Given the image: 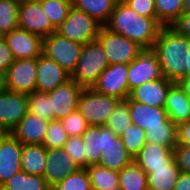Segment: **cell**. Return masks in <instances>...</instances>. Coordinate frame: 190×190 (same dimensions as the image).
Wrapping results in <instances>:
<instances>
[{"label":"cell","mask_w":190,"mask_h":190,"mask_svg":"<svg viewBox=\"0 0 190 190\" xmlns=\"http://www.w3.org/2000/svg\"><path fill=\"white\" fill-rule=\"evenodd\" d=\"M28 113L47 121L54 120L52 100L48 93L35 91L28 94Z\"/></svg>","instance_id":"obj_33"},{"label":"cell","mask_w":190,"mask_h":190,"mask_svg":"<svg viewBox=\"0 0 190 190\" xmlns=\"http://www.w3.org/2000/svg\"><path fill=\"white\" fill-rule=\"evenodd\" d=\"M14 59L38 58L42 54L43 38L20 28L2 36Z\"/></svg>","instance_id":"obj_13"},{"label":"cell","mask_w":190,"mask_h":190,"mask_svg":"<svg viewBox=\"0 0 190 190\" xmlns=\"http://www.w3.org/2000/svg\"><path fill=\"white\" fill-rule=\"evenodd\" d=\"M104 26L136 42L144 49H153L158 33L163 27L157 18L139 15L123 0H118Z\"/></svg>","instance_id":"obj_1"},{"label":"cell","mask_w":190,"mask_h":190,"mask_svg":"<svg viewBox=\"0 0 190 190\" xmlns=\"http://www.w3.org/2000/svg\"><path fill=\"white\" fill-rule=\"evenodd\" d=\"M8 85H7V75L6 72L0 71V93L7 91Z\"/></svg>","instance_id":"obj_49"},{"label":"cell","mask_w":190,"mask_h":190,"mask_svg":"<svg viewBox=\"0 0 190 190\" xmlns=\"http://www.w3.org/2000/svg\"><path fill=\"white\" fill-rule=\"evenodd\" d=\"M183 13H190V0H184Z\"/></svg>","instance_id":"obj_51"},{"label":"cell","mask_w":190,"mask_h":190,"mask_svg":"<svg viewBox=\"0 0 190 190\" xmlns=\"http://www.w3.org/2000/svg\"><path fill=\"white\" fill-rule=\"evenodd\" d=\"M19 6L15 0H0V36L18 28Z\"/></svg>","instance_id":"obj_34"},{"label":"cell","mask_w":190,"mask_h":190,"mask_svg":"<svg viewBox=\"0 0 190 190\" xmlns=\"http://www.w3.org/2000/svg\"><path fill=\"white\" fill-rule=\"evenodd\" d=\"M134 160L146 173H149L152 168L170 165L175 160L174 148L146 142Z\"/></svg>","instance_id":"obj_21"},{"label":"cell","mask_w":190,"mask_h":190,"mask_svg":"<svg viewBox=\"0 0 190 190\" xmlns=\"http://www.w3.org/2000/svg\"><path fill=\"white\" fill-rule=\"evenodd\" d=\"M176 163L181 172L190 173V146L177 145L174 148Z\"/></svg>","instance_id":"obj_43"},{"label":"cell","mask_w":190,"mask_h":190,"mask_svg":"<svg viewBox=\"0 0 190 190\" xmlns=\"http://www.w3.org/2000/svg\"><path fill=\"white\" fill-rule=\"evenodd\" d=\"M60 122L62 123L63 128L66 131L68 137L82 136V134L86 131L87 127L89 126L86 119L78 110H75L67 117L62 118Z\"/></svg>","instance_id":"obj_40"},{"label":"cell","mask_w":190,"mask_h":190,"mask_svg":"<svg viewBox=\"0 0 190 190\" xmlns=\"http://www.w3.org/2000/svg\"><path fill=\"white\" fill-rule=\"evenodd\" d=\"M82 90V86L70 79L48 93L52 100V111H54L55 120H61L77 110Z\"/></svg>","instance_id":"obj_16"},{"label":"cell","mask_w":190,"mask_h":190,"mask_svg":"<svg viewBox=\"0 0 190 190\" xmlns=\"http://www.w3.org/2000/svg\"><path fill=\"white\" fill-rule=\"evenodd\" d=\"M68 135L60 120H51L47 126L43 145L47 149L63 148Z\"/></svg>","instance_id":"obj_39"},{"label":"cell","mask_w":190,"mask_h":190,"mask_svg":"<svg viewBox=\"0 0 190 190\" xmlns=\"http://www.w3.org/2000/svg\"><path fill=\"white\" fill-rule=\"evenodd\" d=\"M119 186L122 190H148L147 173L132 160L119 171Z\"/></svg>","instance_id":"obj_28"},{"label":"cell","mask_w":190,"mask_h":190,"mask_svg":"<svg viewBox=\"0 0 190 190\" xmlns=\"http://www.w3.org/2000/svg\"><path fill=\"white\" fill-rule=\"evenodd\" d=\"M171 27L179 34L190 38V13H182Z\"/></svg>","instance_id":"obj_45"},{"label":"cell","mask_w":190,"mask_h":190,"mask_svg":"<svg viewBox=\"0 0 190 190\" xmlns=\"http://www.w3.org/2000/svg\"><path fill=\"white\" fill-rule=\"evenodd\" d=\"M15 1L21 5V4H25V3L41 2L43 0H15Z\"/></svg>","instance_id":"obj_52"},{"label":"cell","mask_w":190,"mask_h":190,"mask_svg":"<svg viewBox=\"0 0 190 190\" xmlns=\"http://www.w3.org/2000/svg\"><path fill=\"white\" fill-rule=\"evenodd\" d=\"M102 26L86 12L72 6L67 18L56 29V32L71 41L85 44L97 39Z\"/></svg>","instance_id":"obj_5"},{"label":"cell","mask_w":190,"mask_h":190,"mask_svg":"<svg viewBox=\"0 0 190 190\" xmlns=\"http://www.w3.org/2000/svg\"><path fill=\"white\" fill-rule=\"evenodd\" d=\"M6 134L4 130L0 127V139Z\"/></svg>","instance_id":"obj_53"},{"label":"cell","mask_w":190,"mask_h":190,"mask_svg":"<svg viewBox=\"0 0 190 190\" xmlns=\"http://www.w3.org/2000/svg\"><path fill=\"white\" fill-rule=\"evenodd\" d=\"M23 144L11 133L0 139V186L21 171Z\"/></svg>","instance_id":"obj_15"},{"label":"cell","mask_w":190,"mask_h":190,"mask_svg":"<svg viewBox=\"0 0 190 190\" xmlns=\"http://www.w3.org/2000/svg\"><path fill=\"white\" fill-rule=\"evenodd\" d=\"M107 190H122L119 185L115 186V189H107Z\"/></svg>","instance_id":"obj_54"},{"label":"cell","mask_w":190,"mask_h":190,"mask_svg":"<svg viewBox=\"0 0 190 190\" xmlns=\"http://www.w3.org/2000/svg\"><path fill=\"white\" fill-rule=\"evenodd\" d=\"M180 173L176 160L166 167L152 168L147 173L148 190H173Z\"/></svg>","instance_id":"obj_26"},{"label":"cell","mask_w":190,"mask_h":190,"mask_svg":"<svg viewBox=\"0 0 190 190\" xmlns=\"http://www.w3.org/2000/svg\"><path fill=\"white\" fill-rule=\"evenodd\" d=\"M128 6L144 17L157 18L154 0H123Z\"/></svg>","instance_id":"obj_42"},{"label":"cell","mask_w":190,"mask_h":190,"mask_svg":"<svg viewBox=\"0 0 190 190\" xmlns=\"http://www.w3.org/2000/svg\"><path fill=\"white\" fill-rule=\"evenodd\" d=\"M108 66L107 55L100 42L97 39L87 42L83 44L80 59L70 79L83 88H91Z\"/></svg>","instance_id":"obj_3"},{"label":"cell","mask_w":190,"mask_h":190,"mask_svg":"<svg viewBox=\"0 0 190 190\" xmlns=\"http://www.w3.org/2000/svg\"><path fill=\"white\" fill-rule=\"evenodd\" d=\"M49 122L27 113L11 131V134L23 145L43 144Z\"/></svg>","instance_id":"obj_22"},{"label":"cell","mask_w":190,"mask_h":190,"mask_svg":"<svg viewBox=\"0 0 190 190\" xmlns=\"http://www.w3.org/2000/svg\"><path fill=\"white\" fill-rule=\"evenodd\" d=\"M92 185V190L115 189L119 185V172L107 169L100 165L86 168Z\"/></svg>","instance_id":"obj_30"},{"label":"cell","mask_w":190,"mask_h":190,"mask_svg":"<svg viewBox=\"0 0 190 190\" xmlns=\"http://www.w3.org/2000/svg\"><path fill=\"white\" fill-rule=\"evenodd\" d=\"M27 113V94L10 90L0 93V127L4 132L11 133Z\"/></svg>","instance_id":"obj_11"},{"label":"cell","mask_w":190,"mask_h":190,"mask_svg":"<svg viewBox=\"0 0 190 190\" xmlns=\"http://www.w3.org/2000/svg\"><path fill=\"white\" fill-rule=\"evenodd\" d=\"M173 190H190V173L181 172Z\"/></svg>","instance_id":"obj_47"},{"label":"cell","mask_w":190,"mask_h":190,"mask_svg":"<svg viewBox=\"0 0 190 190\" xmlns=\"http://www.w3.org/2000/svg\"><path fill=\"white\" fill-rule=\"evenodd\" d=\"M174 84L165 77L152 80L133 89L129 97L142 104L164 108L169 89Z\"/></svg>","instance_id":"obj_18"},{"label":"cell","mask_w":190,"mask_h":190,"mask_svg":"<svg viewBox=\"0 0 190 190\" xmlns=\"http://www.w3.org/2000/svg\"><path fill=\"white\" fill-rule=\"evenodd\" d=\"M18 28L42 38L56 31L43 11L41 2L25 3L19 6Z\"/></svg>","instance_id":"obj_12"},{"label":"cell","mask_w":190,"mask_h":190,"mask_svg":"<svg viewBox=\"0 0 190 190\" xmlns=\"http://www.w3.org/2000/svg\"><path fill=\"white\" fill-rule=\"evenodd\" d=\"M8 90L30 94L36 91L37 58L15 59L6 71Z\"/></svg>","instance_id":"obj_10"},{"label":"cell","mask_w":190,"mask_h":190,"mask_svg":"<svg viewBox=\"0 0 190 190\" xmlns=\"http://www.w3.org/2000/svg\"><path fill=\"white\" fill-rule=\"evenodd\" d=\"M0 190H51L43 176L20 171L0 186Z\"/></svg>","instance_id":"obj_29"},{"label":"cell","mask_w":190,"mask_h":190,"mask_svg":"<svg viewBox=\"0 0 190 190\" xmlns=\"http://www.w3.org/2000/svg\"><path fill=\"white\" fill-rule=\"evenodd\" d=\"M132 160L134 158L124 147L121 137L107 128V145L105 150H102L99 165L119 172Z\"/></svg>","instance_id":"obj_20"},{"label":"cell","mask_w":190,"mask_h":190,"mask_svg":"<svg viewBox=\"0 0 190 190\" xmlns=\"http://www.w3.org/2000/svg\"><path fill=\"white\" fill-rule=\"evenodd\" d=\"M117 2L118 0H72V6L86 12L104 26Z\"/></svg>","instance_id":"obj_27"},{"label":"cell","mask_w":190,"mask_h":190,"mask_svg":"<svg viewBox=\"0 0 190 190\" xmlns=\"http://www.w3.org/2000/svg\"><path fill=\"white\" fill-rule=\"evenodd\" d=\"M146 131L139 126L131 123L127 129L120 135L124 147L133 156V158L140 152L146 144Z\"/></svg>","instance_id":"obj_37"},{"label":"cell","mask_w":190,"mask_h":190,"mask_svg":"<svg viewBox=\"0 0 190 190\" xmlns=\"http://www.w3.org/2000/svg\"><path fill=\"white\" fill-rule=\"evenodd\" d=\"M14 57L6 41L0 37V71L6 72L9 66L14 62Z\"/></svg>","instance_id":"obj_44"},{"label":"cell","mask_w":190,"mask_h":190,"mask_svg":"<svg viewBox=\"0 0 190 190\" xmlns=\"http://www.w3.org/2000/svg\"><path fill=\"white\" fill-rule=\"evenodd\" d=\"M121 100L104 95L91 88H83L77 110L89 125L105 126L115 107Z\"/></svg>","instance_id":"obj_4"},{"label":"cell","mask_w":190,"mask_h":190,"mask_svg":"<svg viewBox=\"0 0 190 190\" xmlns=\"http://www.w3.org/2000/svg\"><path fill=\"white\" fill-rule=\"evenodd\" d=\"M51 190H92L87 169H79L72 173L53 186Z\"/></svg>","instance_id":"obj_38"},{"label":"cell","mask_w":190,"mask_h":190,"mask_svg":"<svg viewBox=\"0 0 190 190\" xmlns=\"http://www.w3.org/2000/svg\"><path fill=\"white\" fill-rule=\"evenodd\" d=\"M97 40L102 45L110 64H130L142 51L139 44L102 26Z\"/></svg>","instance_id":"obj_6"},{"label":"cell","mask_w":190,"mask_h":190,"mask_svg":"<svg viewBox=\"0 0 190 190\" xmlns=\"http://www.w3.org/2000/svg\"><path fill=\"white\" fill-rule=\"evenodd\" d=\"M41 6L52 26L57 29L67 18L72 0H43Z\"/></svg>","instance_id":"obj_35"},{"label":"cell","mask_w":190,"mask_h":190,"mask_svg":"<svg viewBox=\"0 0 190 190\" xmlns=\"http://www.w3.org/2000/svg\"><path fill=\"white\" fill-rule=\"evenodd\" d=\"M157 20L162 26H171L183 13L184 0H154Z\"/></svg>","instance_id":"obj_32"},{"label":"cell","mask_w":190,"mask_h":190,"mask_svg":"<svg viewBox=\"0 0 190 190\" xmlns=\"http://www.w3.org/2000/svg\"><path fill=\"white\" fill-rule=\"evenodd\" d=\"M63 148L68 155L73 158L80 169H86V158L82 136L68 137Z\"/></svg>","instance_id":"obj_41"},{"label":"cell","mask_w":190,"mask_h":190,"mask_svg":"<svg viewBox=\"0 0 190 190\" xmlns=\"http://www.w3.org/2000/svg\"><path fill=\"white\" fill-rule=\"evenodd\" d=\"M164 108L175 125L190 120V98L177 83L169 89Z\"/></svg>","instance_id":"obj_24"},{"label":"cell","mask_w":190,"mask_h":190,"mask_svg":"<svg viewBox=\"0 0 190 190\" xmlns=\"http://www.w3.org/2000/svg\"><path fill=\"white\" fill-rule=\"evenodd\" d=\"M177 84L184 91V93L190 98V77L181 78L177 82Z\"/></svg>","instance_id":"obj_48"},{"label":"cell","mask_w":190,"mask_h":190,"mask_svg":"<svg viewBox=\"0 0 190 190\" xmlns=\"http://www.w3.org/2000/svg\"><path fill=\"white\" fill-rule=\"evenodd\" d=\"M130 124L131 117L127 98L117 104L105 126L111 129L115 135L120 136Z\"/></svg>","instance_id":"obj_36"},{"label":"cell","mask_w":190,"mask_h":190,"mask_svg":"<svg viewBox=\"0 0 190 190\" xmlns=\"http://www.w3.org/2000/svg\"><path fill=\"white\" fill-rule=\"evenodd\" d=\"M131 123L147 131L149 128L163 127L169 120L165 108L153 107L128 98Z\"/></svg>","instance_id":"obj_19"},{"label":"cell","mask_w":190,"mask_h":190,"mask_svg":"<svg viewBox=\"0 0 190 190\" xmlns=\"http://www.w3.org/2000/svg\"><path fill=\"white\" fill-rule=\"evenodd\" d=\"M177 145H189L190 146V120L178 125Z\"/></svg>","instance_id":"obj_46"},{"label":"cell","mask_w":190,"mask_h":190,"mask_svg":"<svg viewBox=\"0 0 190 190\" xmlns=\"http://www.w3.org/2000/svg\"><path fill=\"white\" fill-rule=\"evenodd\" d=\"M82 47L83 44L71 41L55 31L43 38L42 54L71 75L80 59Z\"/></svg>","instance_id":"obj_7"},{"label":"cell","mask_w":190,"mask_h":190,"mask_svg":"<svg viewBox=\"0 0 190 190\" xmlns=\"http://www.w3.org/2000/svg\"><path fill=\"white\" fill-rule=\"evenodd\" d=\"M68 80H70V74L54 60L46 57L44 54L37 58V92L49 93Z\"/></svg>","instance_id":"obj_17"},{"label":"cell","mask_w":190,"mask_h":190,"mask_svg":"<svg viewBox=\"0 0 190 190\" xmlns=\"http://www.w3.org/2000/svg\"><path fill=\"white\" fill-rule=\"evenodd\" d=\"M157 54L152 49H144L128 67L129 93L138 86L163 78Z\"/></svg>","instance_id":"obj_8"},{"label":"cell","mask_w":190,"mask_h":190,"mask_svg":"<svg viewBox=\"0 0 190 190\" xmlns=\"http://www.w3.org/2000/svg\"><path fill=\"white\" fill-rule=\"evenodd\" d=\"M188 46L189 38L179 34L171 26L160 29L152 50L158 56L163 76L174 83L185 78L184 62Z\"/></svg>","instance_id":"obj_2"},{"label":"cell","mask_w":190,"mask_h":190,"mask_svg":"<svg viewBox=\"0 0 190 190\" xmlns=\"http://www.w3.org/2000/svg\"><path fill=\"white\" fill-rule=\"evenodd\" d=\"M43 177L52 188L80 168L64 148L47 149Z\"/></svg>","instance_id":"obj_14"},{"label":"cell","mask_w":190,"mask_h":190,"mask_svg":"<svg viewBox=\"0 0 190 190\" xmlns=\"http://www.w3.org/2000/svg\"><path fill=\"white\" fill-rule=\"evenodd\" d=\"M145 136L147 142L175 148L178 142V125L169 119L163 127L149 128Z\"/></svg>","instance_id":"obj_31"},{"label":"cell","mask_w":190,"mask_h":190,"mask_svg":"<svg viewBox=\"0 0 190 190\" xmlns=\"http://www.w3.org/2000/svg\"><path fill=\"white\" fill-rule=\"evenodd\" d=\"M84 142V153L86 168L92 165H99L102 150L107 145V127L89 125L82 134Z\"/></svg>","instance_id":"obj_23"},{"label":"cell","mask_w":190,"mask_h":190,"mask_svg":"<svg viewBox=\"0 0 190 190\" xmlns=\"http://www.w3.org/2000/svg\"><path fill=\"white\" fill-rule=\"evenodd\" d=\"M47 148L43 144L23 145L21 155V170L27 174L43 176Z\"/></svg>","instance_id":"obj_25"},{"label":"cell","mask_w":190,"mask_h":190,"mask_svg":"<svg viewBox=\"0 0 190 190\" xmlns=\"http://www.w3.org/2000/svg\"><path fill=\"white\" fill-rule=\"evenodd\" d=\"M128 64H110L98 77L92 88L120 100L129 98Z\"/></svg>","instance_id":"obj_9"},{"label":"cell","mask_w":190,"mask_h":190,"mask_svg":"<svg viewBox=\"0 0 190 190\" xmlns=\"http://www.w3.org/2000/svg\"><path fill=\"white\" fill-rule=\"evenodd\" d=\"M186 60H185V66H186V72H185V78L190 77V38H189V46L186 52Z\"/></svg>","instance_id":"obj_50"}]
</instances>
